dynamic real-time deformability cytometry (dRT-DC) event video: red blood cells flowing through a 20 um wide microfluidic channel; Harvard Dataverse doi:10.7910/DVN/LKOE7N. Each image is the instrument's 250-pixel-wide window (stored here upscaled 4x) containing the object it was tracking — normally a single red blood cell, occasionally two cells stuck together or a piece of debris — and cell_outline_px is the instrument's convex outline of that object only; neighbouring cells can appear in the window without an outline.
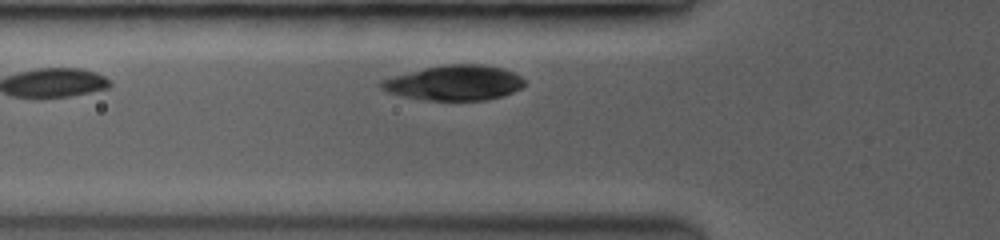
{"species": "common noctule bat (a hibernating species)", "species_latin": "Nyctalus noctula", "temperature_condition": "room temperature", "stored_images_in_passage": 3, "camera_frame_rate_fps": 3500, "um_per_image_px": 0.085, "animal": {"sex": "female", "body_mass_g": 19.0, "forearm_length_mm": 53.3}, "frame": {"image": 1, "passage_image": 3, "time_ms": 1.429, "image_size_px": [1000, 240], "cell_outline_px": [[524, 84], [520, 88], [512, 92], [500, 96], [484, 100], [428, 100], [404, 96], [388, 92], [380, 88], [380, 80], [424, 68], [444, 64], [484, 64], [504, 68], [520, 76], [524, 80]], "centroid_in_image_um": [38.62, 7.03], "position_along_channel_um": 87.2, "area_um2": 29.02}}